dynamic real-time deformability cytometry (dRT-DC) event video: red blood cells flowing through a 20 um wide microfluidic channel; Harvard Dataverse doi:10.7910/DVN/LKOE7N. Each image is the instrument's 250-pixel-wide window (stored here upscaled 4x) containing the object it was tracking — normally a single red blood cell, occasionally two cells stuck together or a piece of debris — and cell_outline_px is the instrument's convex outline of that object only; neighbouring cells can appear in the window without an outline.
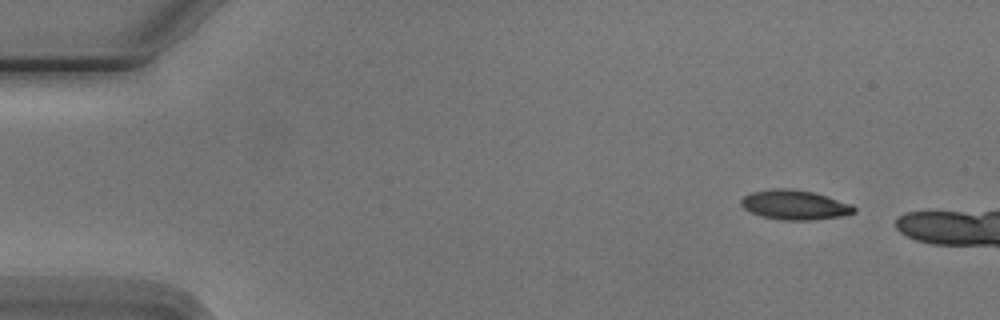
{"species": "Egyptian fruit bat (a non-hibernating species)", "species_latin": "Rousettus aegyptiacus", "temperature_condition": "cold", "stored_images_in_passage": 5, "camera_frame_rate_fps": 3000, "um_per_image_px": 0.085, "animal": {"sex": "male"}, "frame": {"image": 1, "passage_image": 1, "time_ms": 0.0, "image_size_px": [1000, 320], "cell_outline_px": [[856, 212], [844, 216], [812, 220], [780, 220], [760, 216], [744, 208], [740, 204], [740, 200], [744, 196], [752, 192], [772, 188], [788, 188], [812, 192], [852, 204], [856, 208]], "centroid_in_image_um": [67.55, 17.42], "position_along_channel_um": 17.4, "area_um2": 19.54}}
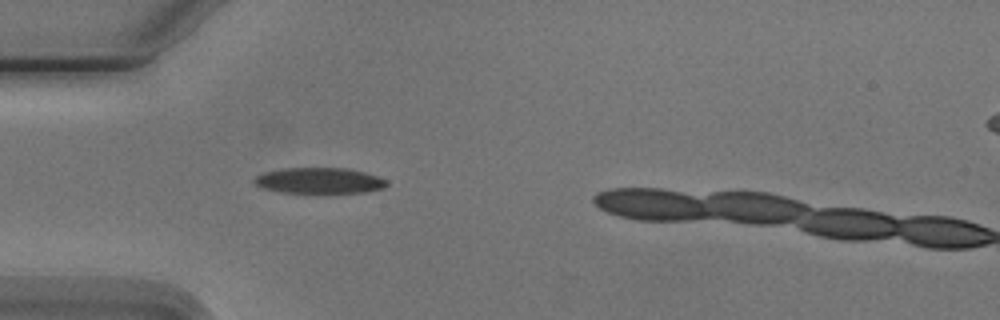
{"frame": {"image": 2, "passage_image": 4, "time_ms": 3.667, "image_size_px": [1000, 320], "cell_outline_px": [[388, 184], [384, 188], [364, 192], [328, 196], [280, 192], [260, 188], [252, 184], [252, 180], [256, 176], [264, 172], [284, 168], [348, 168], [364, 172], [388, 180]], "centroid_in_image_um": [27.12, 15.41], "position_along_channel_um": 57.9, "area_um2": 21.15}}